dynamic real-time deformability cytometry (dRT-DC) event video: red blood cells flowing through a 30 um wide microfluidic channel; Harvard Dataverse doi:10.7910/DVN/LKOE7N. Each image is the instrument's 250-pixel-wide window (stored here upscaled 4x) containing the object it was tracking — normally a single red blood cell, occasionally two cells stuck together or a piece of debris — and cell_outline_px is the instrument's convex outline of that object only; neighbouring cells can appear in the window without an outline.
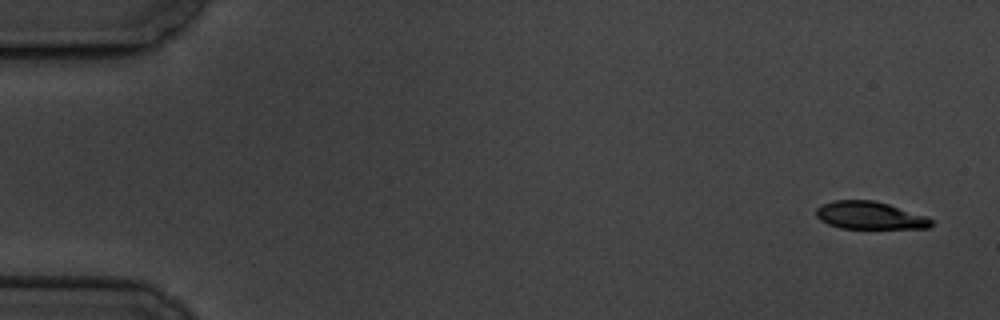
{"species": "common noctule bat (a hibernating species)", "species_latin": "Nyctalus noctula", "temperature_condition": "cold", "stored_images_in_passage": 6, "camera_frame_rate_fps": 3000, "um_per_image_px": 0.085, "animal": {"sex": "male", "body_mass_g": 19.5, "forearm_length_mm": 54.6}, "frame": {"image": 1, "passage_image": 1, "time_ms": 0.0, "image_size_px": [1000, 320], "cell_outline_px": [[936, 220], [928, 228], [840, 228], [828, 224], [820, 220], [816, 216], [816, 208], [824, 204], [836, 200], [876, 200], [928, 216]], "centroid_in_image_um": [73.98, 18.31], "position_along_channel_um": 11.0, "area_um2": 18.67}}
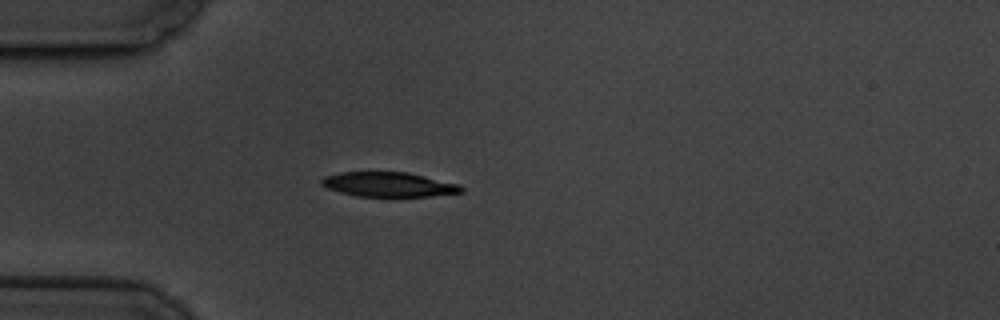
{"frame": {"image": 2, "passage_image": 5, "time_ms": 4.667, "image_size_px": [1000, 320], "cell_outline_px": [[464, 192], [428, 196], [356, 196], [340, 192], [328, 188], [320, 184], [320, 180], [324, 176], [340, 172], [408, 172], [460, 184], [464, 188]], "centroid_in_image_um": [33.04, 15.67], "position_along_channel_um": 52.0, "area_um2": 20.06}}